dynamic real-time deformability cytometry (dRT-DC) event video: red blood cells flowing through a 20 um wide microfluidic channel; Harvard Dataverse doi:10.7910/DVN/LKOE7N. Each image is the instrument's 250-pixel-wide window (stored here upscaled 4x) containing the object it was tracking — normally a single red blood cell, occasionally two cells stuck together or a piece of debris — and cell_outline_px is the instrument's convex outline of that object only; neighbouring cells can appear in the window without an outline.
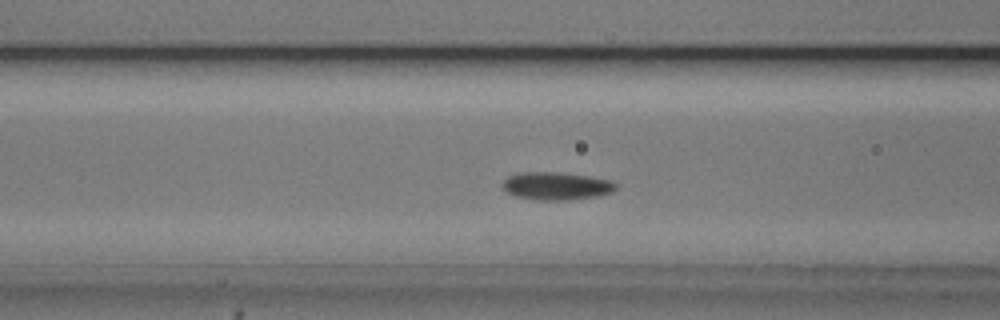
{"species": "common noctule bat (a hibernating species)", "species_latin": "Nyctalus noctula", "temperature_condition": "cold", "stored_images_in_passage": 31, "camera_frame_rate_fps": 3000, "um_per_image_px": 0.085, "animal": {"sex": "male", "body_mass_g": 20.5, "forearm_length_mm": 52.5}, "frame": {"image": 1, "passage_image": 5, "time_ms": 1.333, "image_size_px": [1000, 320], "cell_outline_px": [[620, 184], [612, 192], [596, 196], [568, 200], [536, 200], [516, 196], [508, 192], [504, 188], [504, 180], [508, 176], [516, 172], [560, 172], [588, 176], [612, 180]], "centroid_in_image_um": [47.33, 15.8], "position_along_channel_um": 119.3, "area_um2": 18.44}}
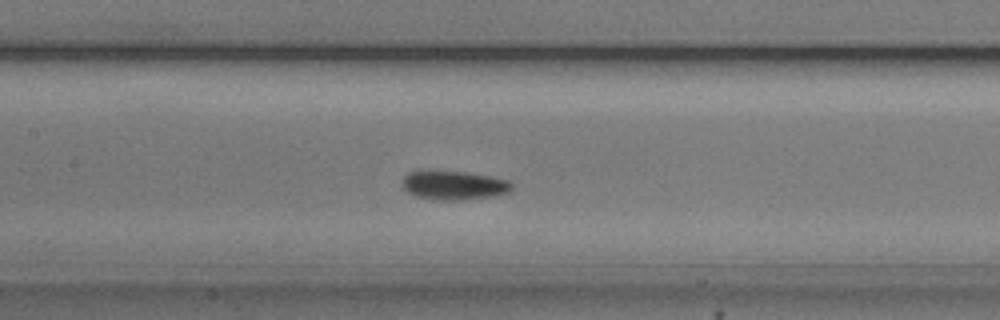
{"frame": {"image": 2, "passage_image": 9, "time_ms": 2.667, "image_size_px": [1000, 320], "cell_outline_px": [[512, 188], [508, 192], [488, 196], [456, 200], [436, 200], [416, 196], [408, 192], [404, 188], [404, 176], [408, 172], [416, 168], [464, 172], [488, 176], [508, 180], [512, 184]], "centroid_in_image_um": [38.49, 15.7], "position_along_channel_um": 168.9, "area_um2": 18.55}, "authors_computed_cell_mechanics": {"area_um2": 17.629, "velocity_mm_per_s": 3.6991, "shape_relaxation_time_tau1_ms": 1.5138, "shape_relaxation_time_tau2_ms": 3.145, "deformation_change_tau1": 0.0766, "deformation_change_tau2": 0.0598}}